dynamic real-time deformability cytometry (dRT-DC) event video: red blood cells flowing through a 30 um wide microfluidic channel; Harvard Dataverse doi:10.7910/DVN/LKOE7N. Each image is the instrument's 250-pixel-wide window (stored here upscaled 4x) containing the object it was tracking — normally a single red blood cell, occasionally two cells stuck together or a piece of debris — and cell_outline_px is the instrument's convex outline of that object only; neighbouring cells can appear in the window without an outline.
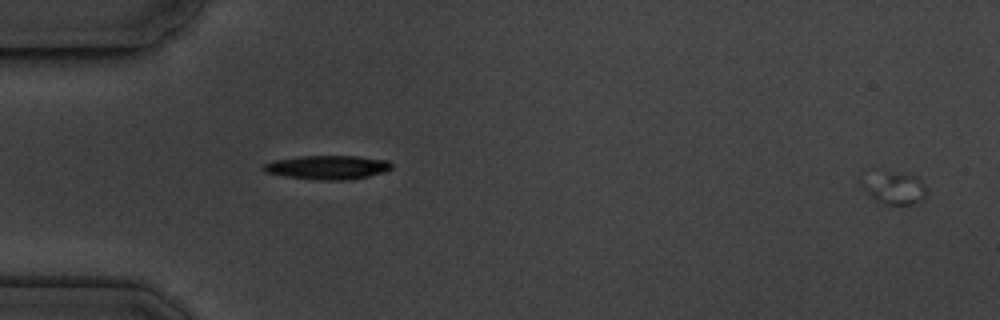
{"species": "common noctule bat (a hibernating species)", "species_latin": "Nyctalus noctula", "temperature_condition": "cold", "stored_images_in_passage": 4, "segment_of_instrument_passage": [2, 2], "camera_frame_rate_fps": 3000, "um_per_image_px": 0.085, "animal": {"sex": "male", "body_mass_g": 19.5, "forearm_length_mm": 54.6}, "frame": {"image": 1, "passage_image": 4, "time_ms": 4.333, "image_size_px": [1000, 320], "cell_outline_px": [[924, 196], [920, 200], [912, 204], [884, 204], [876, 200], [864, 188], [888, 172], [916, 176], [924, 184]], "centroid_in_image_um": [76.23, 16.07], "position_along_channel_um": 8.8, "area_um2": 10.35}}